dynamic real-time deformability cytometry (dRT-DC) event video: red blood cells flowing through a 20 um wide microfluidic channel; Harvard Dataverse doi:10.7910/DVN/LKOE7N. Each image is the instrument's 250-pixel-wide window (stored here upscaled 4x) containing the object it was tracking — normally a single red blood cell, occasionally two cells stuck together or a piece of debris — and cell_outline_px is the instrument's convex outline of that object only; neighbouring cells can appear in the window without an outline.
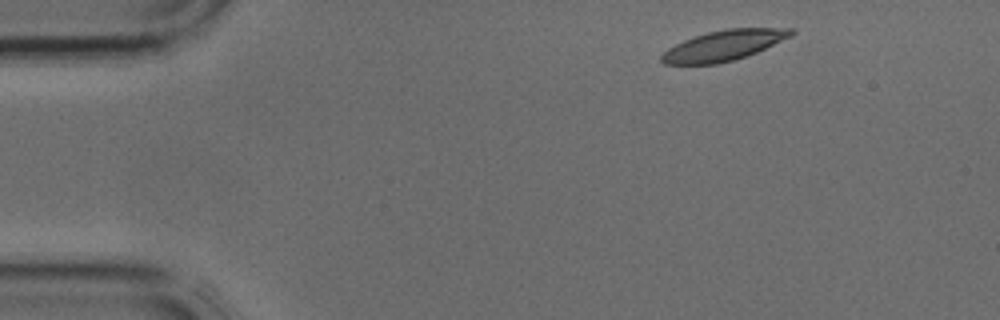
{"species": "common noctule bat (a hibernating species)", "species_latin": "Nyctalus noctula", "temperature_condition": "cold", "stored_images_in_passage": 3, "segment_of_instrument_passage": [1, 2], "camera_frame_rate_fps": 3000, "um_per_image_px": 0.085, "animal": {"sex": "male", "body_mass_g": 17.9, "forearm_length_mm": 54.2}, "frame": {"image": 1, "passage_image": 1, "time_ms": 0.0, "image_size_px": [1000, 320], "cell_outline_px": [[796, 32], [792, 36], [756, 52], [732, 60], [716, 64], [664, 64], [660, 60], [660, 56], [668, 48], [684, 40], [708, 32], [728, 28], [796, 28]], "centroid_in_image_um": [61.53, 3.85], "position_along_channel_um": 23.5, "area_um2": 22.72}}
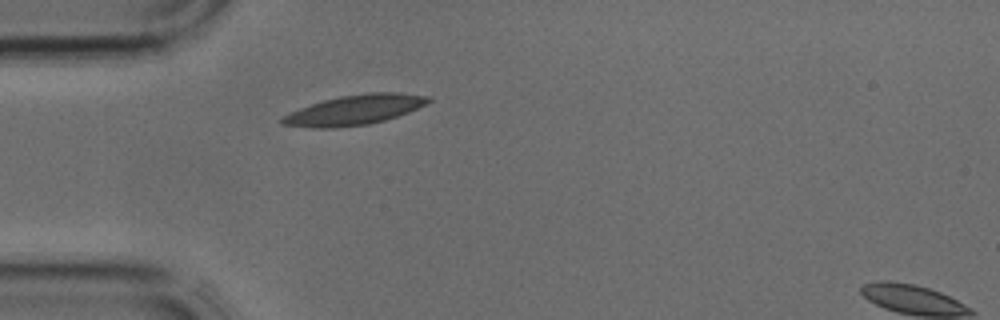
{"frame": {"image": 2, "passage_image": 2, "time_ms": 0.333, "image_size_px": [1000, 320], "cell_outline_px": [[432, 100], [408, 112], [384, 120], [368, 124], [332, 128], [312, 128], [280, 124], [280, 120], [284, 116], [300, 108], [324, 100], [340, 96], [368, 92], [400, 92], [432, 96]], "centroid_in_image_um": [30.16, 9.33], "position_along_channel_um": 54.8, "area_um2": 25.26}}